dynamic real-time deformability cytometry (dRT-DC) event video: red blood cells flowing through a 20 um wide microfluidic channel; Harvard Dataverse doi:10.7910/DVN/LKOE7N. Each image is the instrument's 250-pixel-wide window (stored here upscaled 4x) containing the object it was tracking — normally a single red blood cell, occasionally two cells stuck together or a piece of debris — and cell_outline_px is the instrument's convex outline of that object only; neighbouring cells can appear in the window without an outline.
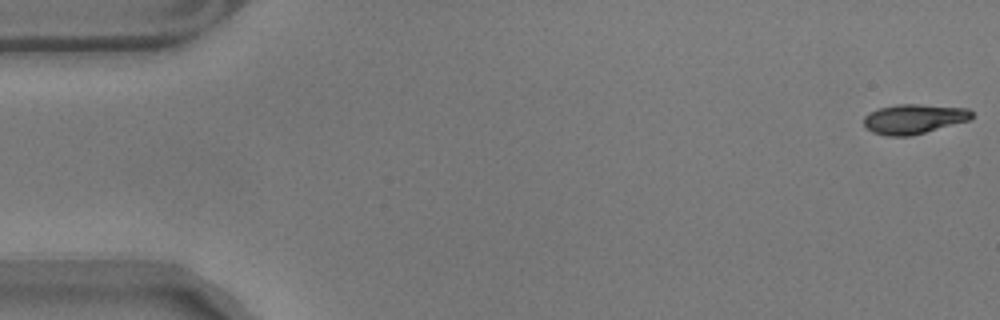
{"species": "common noctule bat (a hibernating species)", "species_latin": "Nyctalus noctula", "temperature_condition": "warm", "stored_images_in_passage": 52, "camera_frame_rate_fps": 3000, "um_per_image_px": 0.085, "animal": {"sex": "male", "body_mass_g": 17.9}, "frame": {"image": 1, "passage_image": 1, "time_ms": 0.0, "image_size_px": [1000, 320], "cell_outline_px": [[972, 116], [968, 120], [912, 136], [888, 136], [872, 132], [864, 124], [864, 116], [868, 112], [880, 108], [896, 104], [920, 104], [968, 108], [972, 112]], "centroid_in_image_um": [77.65, 10.1], "position_along_channel_um": 7.3, "area_um2": 18.61}}
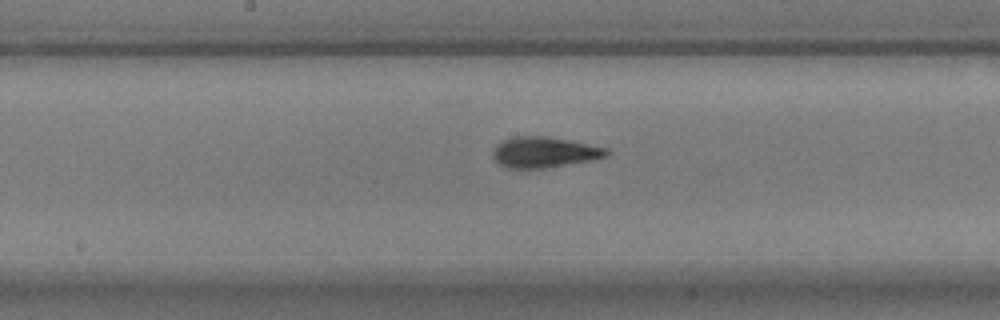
{"frame": {"image": 2, "passage_image": 29, "time_ms": 9.333, "image_size_px": [1000, 320], "cell_outline_px": [[608, 152], [604, 156], [592, 160], [548, 168], [504, 168], [492, 156], [492, 152], [496, 144], [500, 140], [512, 136], [548, 136], [572, 140], [608, 148]], "centroid_in_image_um": [46.22, 12.93], "position_along_channel_um": 202.0, "area_um2": 20.63}}
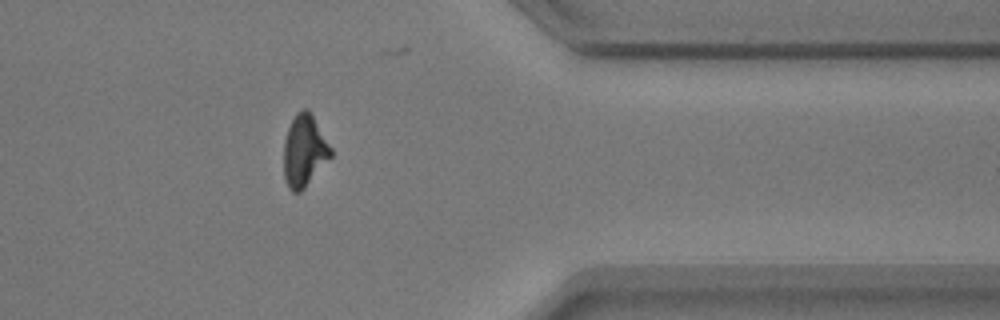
{"frame": {"image": 3, "passage_image": 46, "time_ms": 15.0, "image_size_px": [1000, 320], "cell_outline_px": [[332, 156], [304, 188], [300, 192], [292, 192], [288, 188], [284, 180], [284, 140], [288, 128], [296, 112], [304, 108], [308, 108], [332, 148]], "centroid_in_image_um": [25.86, 12.82], "position_along_channel_um": 385.5, "area_um2": 19.71}}